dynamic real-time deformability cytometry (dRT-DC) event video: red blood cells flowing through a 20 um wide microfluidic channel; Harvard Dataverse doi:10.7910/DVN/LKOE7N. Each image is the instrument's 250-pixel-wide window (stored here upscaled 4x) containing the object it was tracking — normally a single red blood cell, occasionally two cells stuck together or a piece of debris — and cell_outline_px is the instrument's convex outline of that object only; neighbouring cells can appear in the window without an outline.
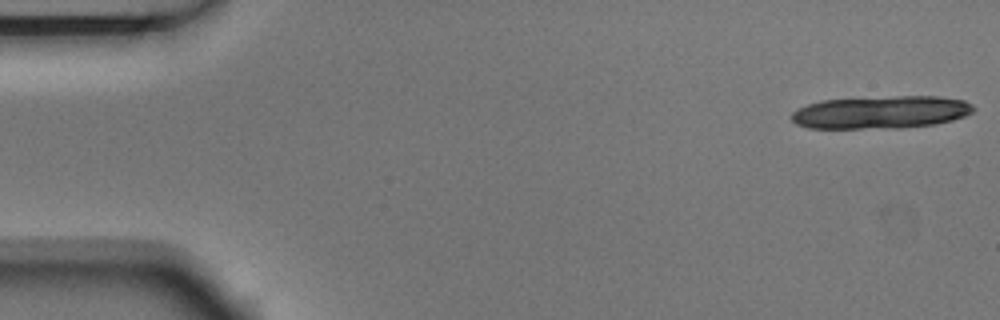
{"species": "Egyptian fruit bat (a non-hibernating species)", "species_latin": "Rousettus aegyptiacus", "temperature_condition": "room temperature", "stored_images_in_passage": 4, "camera_frame_rate_fps": 3000, "um_per_image_px": 0.085, "animal": {"sex": "male"}, "frame": {"image": 1, "passage_image": 1, "time_ms": 0.0, "image_size_px": [1000, 320], "cell_outline_px": [[976, 108], [972, 112], [964, 116], [952, 120], [936, 124], [900, 128], [808, 128], [796, 124], [792, 120], [792, 112], [808, 104], [820, 100], [896, 96], [940, 96], [964, 100], [972, 104]], "centroid_in_image_um": [74.91, 9.54], "position_along_channel_um": 10.1, "area_um2": 34.8}}